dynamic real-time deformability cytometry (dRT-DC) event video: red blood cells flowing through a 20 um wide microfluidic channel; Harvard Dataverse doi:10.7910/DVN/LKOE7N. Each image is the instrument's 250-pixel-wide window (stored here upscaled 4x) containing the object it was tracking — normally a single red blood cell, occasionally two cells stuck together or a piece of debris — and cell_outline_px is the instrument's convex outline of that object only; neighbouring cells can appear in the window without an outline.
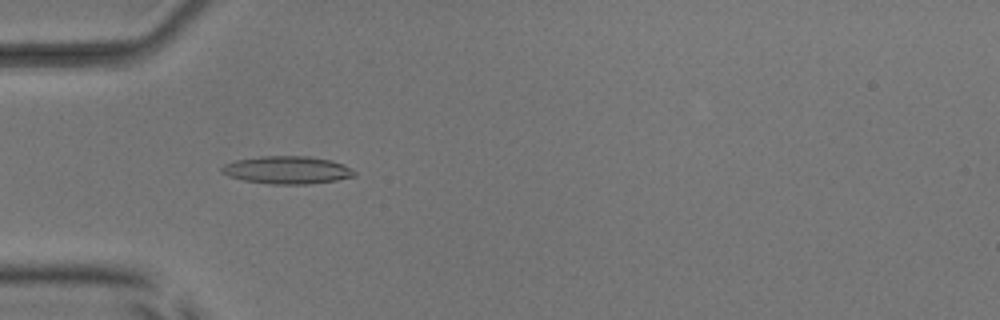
{"species": "common noctule bat (a hibernating species)", "species_latin": "Nyctalus noctula", "temperature_condition": "room temperature", "stored_images_in_passage": 52, "camera_frame_rate_fps": 3000, "um_per_image_px": 0.085, "animal": {"sex": "male", "body_mass_g": 17.9, "forearm_length_mm": 54.2}, "frame": {"image": 1, "passage_image": 16, "time_ms": 5.0, "image_size_px": [1000, 320], "cell_outline_px": [[356, 176], [336, 180], [308, 184], [268, 184], [244, 180], [228, 176], [220, 172], [220, 168], [224, 164], [236, 160], [260, 156], [308, 156], [332, 160], [344, 164], [356, 172]], "centroid_in_image_um": [24.4, 14.45], "position_along_channel_um": 60.6, "area_um2": 21.56}}
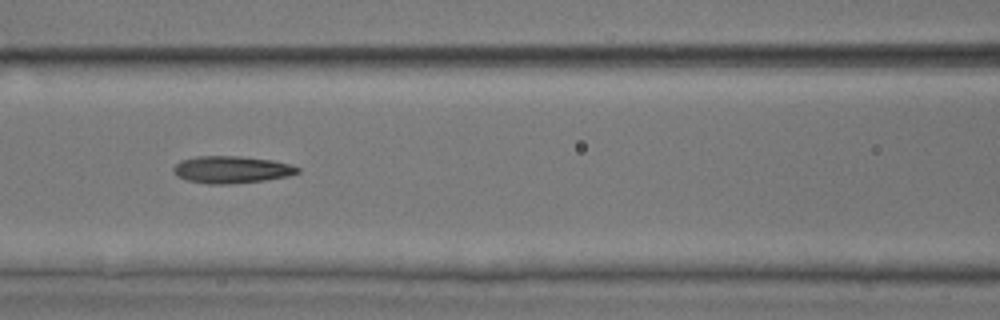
{"frame": {"image": 2, "passage_image": 23, "time_ms": 7.333, "image_size_px": [1000, 320], "cell_outline_px": [[300, 172], [288, 176], [264, 180], [228, 184], [208, 184], [188, 180], [180, 176], [172, 168], [180, 160], [196, 156], [240, 156], [272, 160], [288, 164], [300, 168]], "centroid_in_image_um": [19.69, 14.41], "position_along_channel_um": 146.9, "area_um2": 19.42}}
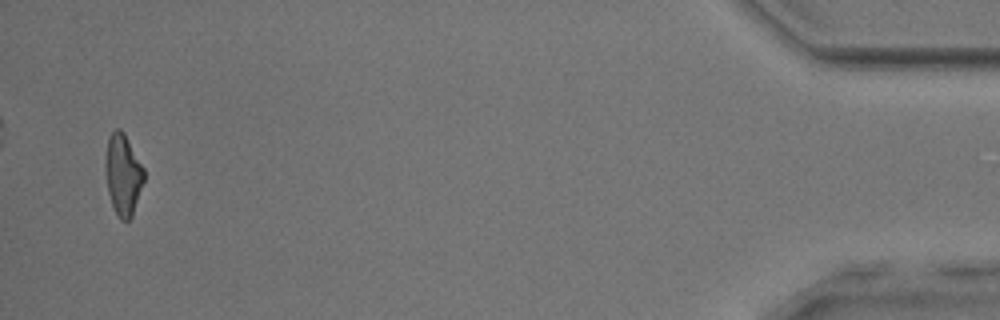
{"frame": {"image": 3, "passage_image": 51, "time_ms": 16.667, "image_size_px": [1000, 320], "cell_outline_px": [[144, 180], [132, 216], [128, 220], [120, 220], [112, 204], [108, 192], [104, 168], [104, 164], [108, 140], [112, 132], [116, 128], [120, 128], [124, 132], [144, 168]], "centroid_in_image_um": [10.45, 14.82], "position_along_channel_um": 424.8, "area_um2": 18.15}, "authors_computed_cell_mechanics": {"area_um2": 19.2474, "velocity_mm_per_s": 3.8751, "shape_relaxation_time_tau1_ms": 9.1537, "shape_relaxation_time_tau2_ms": 3.8378, "deformation_change_tau1": 0.2297, "deformation_change_tau2": 0.139}}